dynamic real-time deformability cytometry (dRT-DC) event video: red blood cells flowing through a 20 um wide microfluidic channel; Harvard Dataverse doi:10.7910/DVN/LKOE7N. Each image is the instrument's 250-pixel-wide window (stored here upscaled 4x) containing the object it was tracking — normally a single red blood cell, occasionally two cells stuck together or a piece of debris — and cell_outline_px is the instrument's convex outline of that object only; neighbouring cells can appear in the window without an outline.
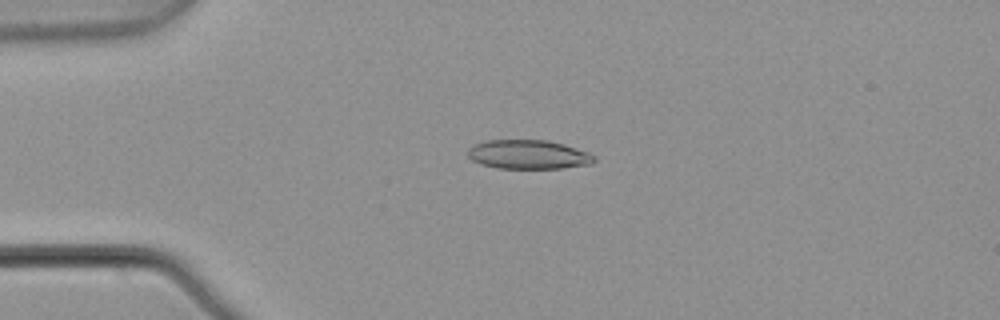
{"species": "common noctule bat (a hibernating species)", "species_latin": "Nyctalus noctula", "temperature_condition": "warm", "stored_images_in_passage": 3, "camera_frame_rate_fps": 3000, "um_per_image_px": 0.085, "animal": {"sex": "male", "body_mass_g": 21.5, "forearm_length_mm": 52.0}, "frame": {"image": 1, "passage_image": 3, "time_ms": 0.667, "image_size_px": [1000, 320], "cell_outline_px": [[596, 160], [592, 164], [564, 168], [496, 168], [480, 164], [472, 160], [468, 156], [468, 148], [472, 144], [488, 140], [548, 140], [564, 144], [588, 152], [596, 156]], "centroid_in_image_um": [44.91, 13.13], "position_along_channel_um": 40.1, "area_um2": 21.62}}